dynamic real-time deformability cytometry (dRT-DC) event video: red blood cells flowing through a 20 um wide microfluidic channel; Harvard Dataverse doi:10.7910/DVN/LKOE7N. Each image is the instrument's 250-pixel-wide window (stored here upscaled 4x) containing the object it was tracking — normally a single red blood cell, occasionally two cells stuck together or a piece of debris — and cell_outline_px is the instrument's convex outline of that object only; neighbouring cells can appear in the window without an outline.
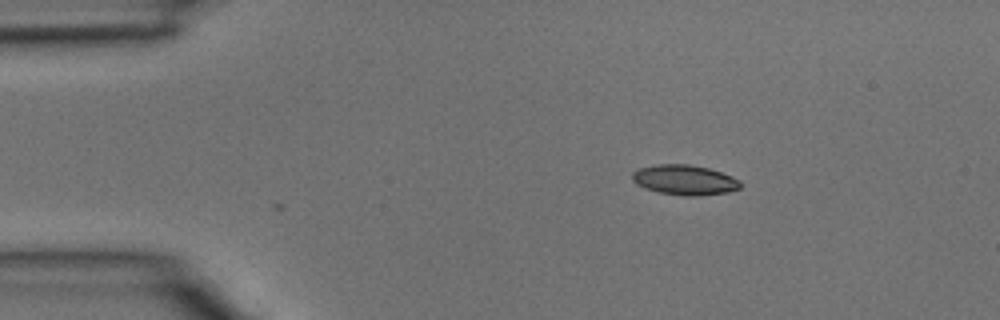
{"species": "common noctule bat (a hibernating species)", "species_latin": "Nyctalus noctula", "temperature_condition": "room temperature", "stored_images_in_passage": 2, "camera_frame_rate_fps": 3000, "um_per_image_px": 0.085, "animal": {"sex": "male", "body_mass_g": 15.6}, "frame": {"image": 1, "passage_image": 1, "time_ms": 0.0, "image_size_px": [1000, 320], "cell_outline_px": [[740, 188], [728, 192], [700, 196], [684, 196], [660, 192], [644, 188], [636, 184], [632, 180], [632, 172], [640, 168], [656, 164], [688, 164], [708, 168], [732, 176], [740, 180]], "centroid_in_image_um": [58.18, 15.3], "position_along_channel_um": 26.8, "area_um2": 18.96}}